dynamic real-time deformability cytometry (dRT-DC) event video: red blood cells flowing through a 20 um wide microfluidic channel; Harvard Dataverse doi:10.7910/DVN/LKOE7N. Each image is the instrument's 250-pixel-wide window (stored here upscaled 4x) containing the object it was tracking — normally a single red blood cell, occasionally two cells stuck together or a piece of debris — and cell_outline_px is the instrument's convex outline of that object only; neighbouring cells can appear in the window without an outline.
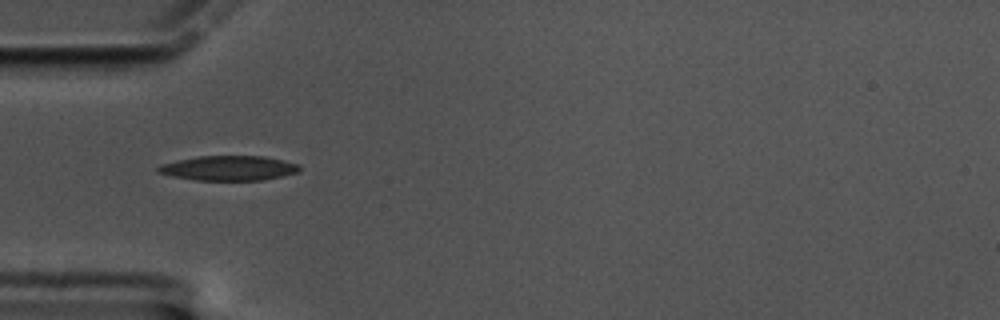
{"species": "common noctule bat (a hibernating species)", "species_latin": "Nyctalus noctula", "temperature_condition": "cold", "stored_images_in_passage": 43, "camera_frame_rate_fps": 3000, "um_per_image_px": 0.085, "animal": {"sex": "male", "body_mass_g": 17.5, "forearm_length_mm": 52.3}, "frame": {"image": 1, "passage_image": 7, "time_ms": 2.0, "image_size_px": [1000, 320], "cell_outline_px": [[300, 172], [264, 180], [196, 180], [172, 176], [156, 172], [156, 168], [160, 164], [176, 160], [196, 156], [264, 156], [300, 164]], "centroid_in_image_um": [19.43, 14.29], "position_along_channel_um": 65.6, "area_um2": 20.58}}
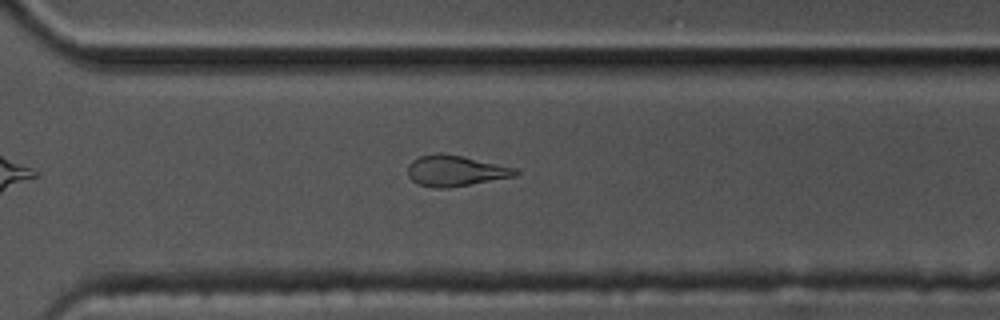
{"frame": {"image": 2, "passage_image": 31, "time_ms": 10.0, "image_size_px": [1000, 320], "cell_outline_px": [[520, 172], [516, 176], [472, 184], [448, 188], [432, 188], [420, 184], [412, 180], [408, 176], [408, 164], [412, 160], [420, 156], [440, 152], [460, 156], [516, 168]], "centroid_in_image_um": [38.69, 14.52], "position_along_channel_um": 331.9, "area_um2": 19.25}, "authors_computed_cell_mechanics": {"area_um2": 19.652, "velocity_mm_per_s": 3.3356, "shape_relaxation_time_tau1_ms": 9.0305, "shape_relaxation_time_tau2_ms": 5.399, "deformation_change_tau1": 0.2208, "deformation_change_tau2": 0.1452}}